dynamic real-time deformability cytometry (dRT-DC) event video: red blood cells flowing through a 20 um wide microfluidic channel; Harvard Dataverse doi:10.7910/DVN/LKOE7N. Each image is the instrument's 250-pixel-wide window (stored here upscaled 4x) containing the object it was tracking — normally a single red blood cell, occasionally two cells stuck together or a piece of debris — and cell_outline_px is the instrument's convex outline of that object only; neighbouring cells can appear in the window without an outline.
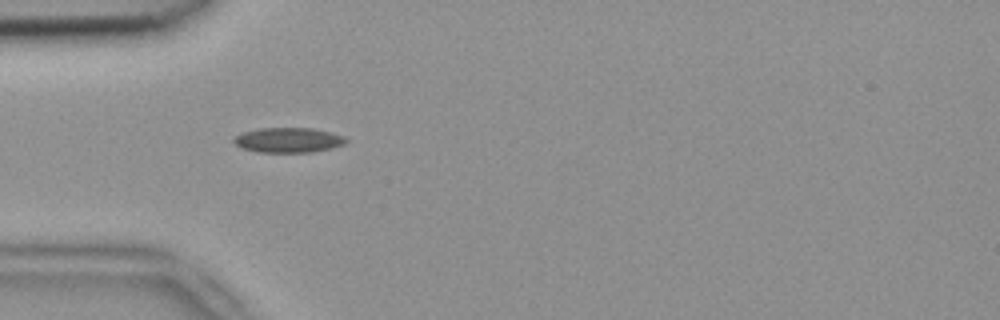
{"species": "common noctule bat (a hibernating species)", "species_latin": "Nyctalus noctula", "temperature_condition": "room temperature", "stored_images_in_passage": 2, "camera_frame_rate_fps": 3000, "um_per_image_px": 0.085, "animal": {"sex": "female", "body_mass_g": 18.4}, "frame": {"image": 1, "passage_image": 1, "time_ms": 0.0, "image_size_px": [1000, 320], "cell_outline_px": [[348, 140], [344, 144], [332, 148], [312, 152], [256, 152], [244, 148], [236, 144], [232, 140], [240, 132], [260, 128], [312, 128], [332, 132], [344, 136]], "centroid_in_image_um": [24.52, 11.9], "position_along_channel_um": 60.5, "area_um2": 16.36}}